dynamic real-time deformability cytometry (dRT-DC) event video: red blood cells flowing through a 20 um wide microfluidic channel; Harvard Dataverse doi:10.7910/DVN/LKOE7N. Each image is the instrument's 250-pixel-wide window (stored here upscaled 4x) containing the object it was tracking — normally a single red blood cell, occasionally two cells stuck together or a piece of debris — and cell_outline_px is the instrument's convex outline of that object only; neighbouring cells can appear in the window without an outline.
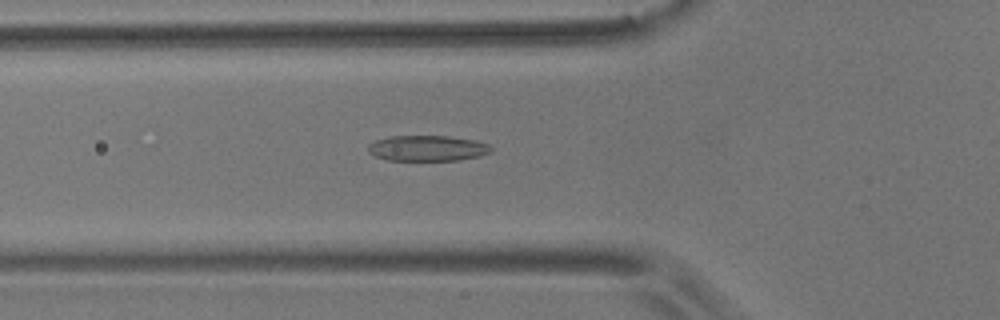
{"species": "common noctule bat (a hibernating species)", "species_latin": "Nyctalus noctula", "temperature_condition": "room temperature", "stored_images_in_passage": 56, "camera_frame_rate_fps": 3000, "um_per_image_px": 0.085, "animal": {"sex": "male", "body_mass_g": 17.9}, "frame": {"image": 1, "passage_image": 19, "time_ms": 6.0, "image_size_px": [1000, 320], "cell_outline_px": [[492, 152], [480, 156], [460, 160], [388, 160], [376, 156], [368, 152], [368, 144], [376, 140], [392, 136], [448, 136], [476, 140], [488, 144], [492, 148]], "centroid_in_image_um": [36.36, 12.6], "position_along_channel_um": 89.4, "area_um2": 18.38}}
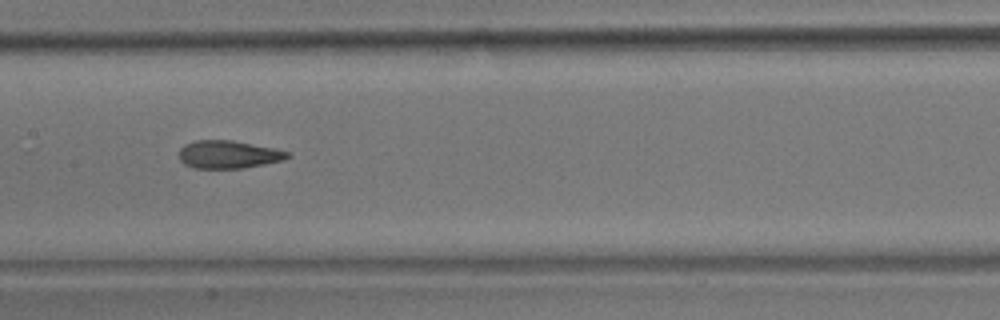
{"frame": {"image": 2, "passage_image": 27, "time_ms": 8.667, "image_size_px": [1000, 320], "cell_outline_px": [[292, 156], [284, 160], [244, 168], [196, 168], [184, 164], [180, 160], [180, 148], [184, 144], [196, 140], [232, 140], [276, 148], [292, 152]], "centroid_in_image_um": [19.47, 13.12], "position_along_channel_um": 187.9, "area_um2": 17.8}}
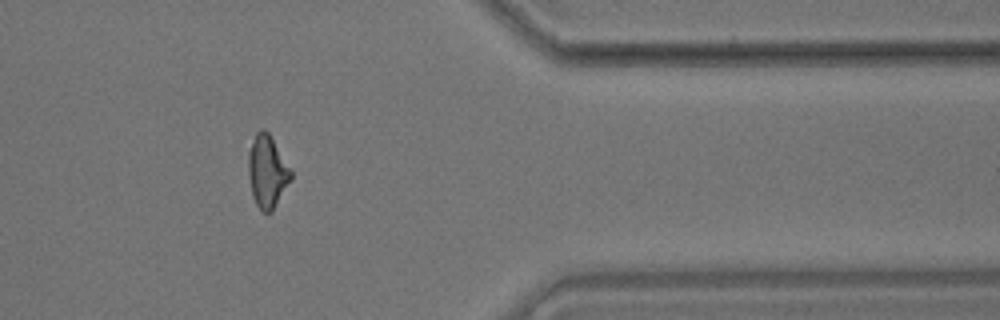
{"frame": {"image": 3, "passage_image": 45, "time_ms": 14.667, "image_size_px": [1000, 320], "cell_outline_px": [[292, 180], [272, 212], [264, 212], [256, 204], [252, 196], [248, 172], [248, 152], [256, 132], [260, 128], [264, 128], [268, 132], [292, 172]], "centroid_in_image_um": [22.71, 14.59], "position_along_channel_um": 388.7, "area_um2": 17.92}, "authors_computed_cell_mechanics": {"area_um2": 18.2648, "velocity_mm_per_s": 3.6641, "shape_relaxation_time_tau1_ms": 7.1044, "shape_relaxation_time_tau2_ms": 2.2192, "deformation_change_tau1": 0.1893, "deformation_change_tau2": 0.1019}}